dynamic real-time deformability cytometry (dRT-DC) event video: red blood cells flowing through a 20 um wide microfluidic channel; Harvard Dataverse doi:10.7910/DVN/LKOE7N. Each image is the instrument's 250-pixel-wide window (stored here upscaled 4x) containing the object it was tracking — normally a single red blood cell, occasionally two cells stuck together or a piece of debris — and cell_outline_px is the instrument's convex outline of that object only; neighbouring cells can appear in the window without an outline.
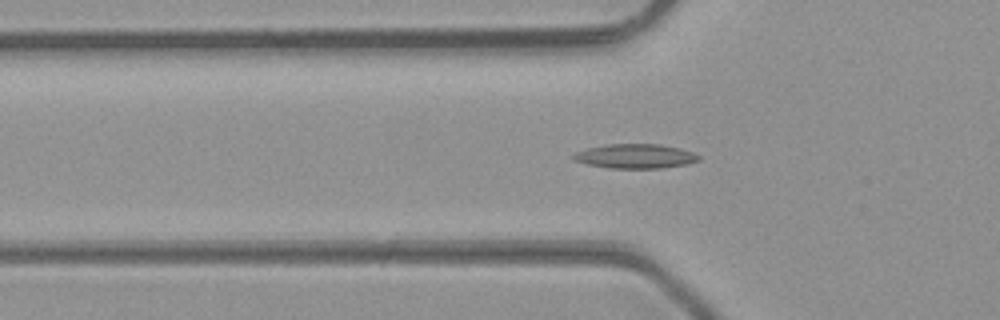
{"species": "common noctule bat (a hibernating species)", "species_latin": "Nyctalus noctula", "temperature_condition": "room temperature", "stored_images_in_passage": 48, "camera_frame_rate_fps": 3000, "um_per_image_px": 0.085, "animal": {"sex": "male", "body_mass_g": 23.1, "forearm_length_mm": 52.7}, "frame": {"image": 1, "passage_image": 16, "time_ms": 5.0, "image_size_px": [1000, 320], "cell_outline_px": [[700, 160], [688, 164], [664, 168], [608, 168], [588, 164], [572, 160], [572, 156], [576, 152], [588, 148], [608, 144], [660, 144], [680, 148], [692, 152], [700, 156]], "centroid_in_image_um": [54.02, 13.28], "position_along_channel_um": 71.8, "area_um2": 17.86}}
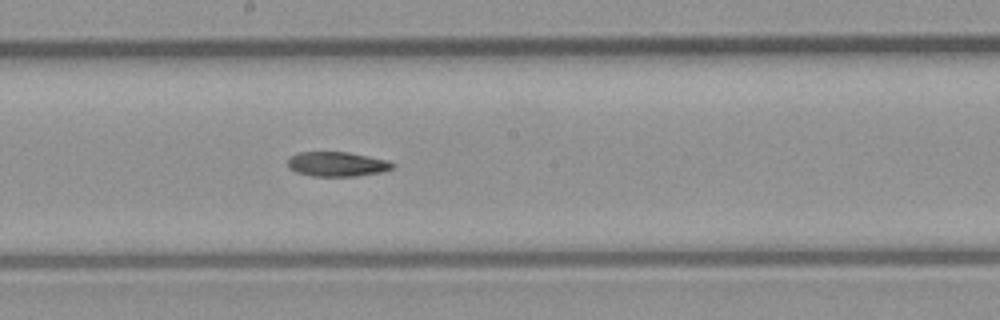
{"frame": {"image": 2, "passage_image": 26, "time_ms": 8.333, "image_size_px": [1000, 320], "cell_outline_px": [[396, 164], [392, 168], [384, 172], [352, 176], [312, 176], [296, 172], [288, 168], [288, 156], [296, 152], [348, 152], [388, 160]], "centroid_in_image_um": [28.62, 13.94], "position_along_channel_um": 219.6, "area_um2": 15.2}}
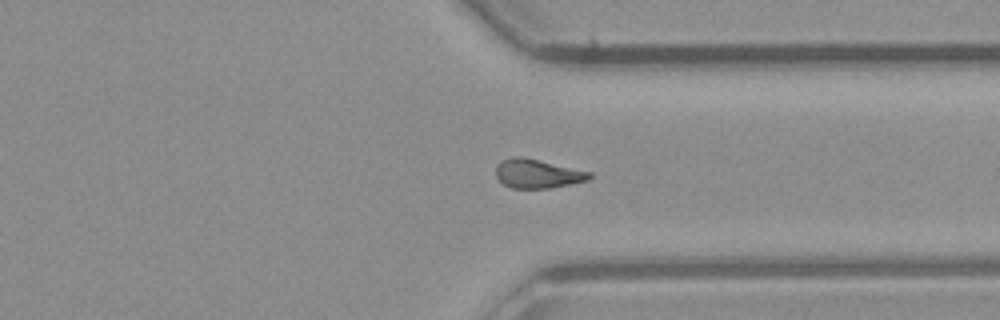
{"frame": {"image": 3, "passage_image": 36, "time_ms": 11.667, "image_size_px": [1000, 320], "cell_outline_px": [[592, 176], [588, 180], [548, 188], [512, 188], [504, 184], [496, 176], [496, 164], [500, 160], [512, 156], [524, 156], [592, 172]], "centroid_in_image_um": [45.66, 14.73], "position_along_channel_um": 365.7, "area_um2": 15.9}}